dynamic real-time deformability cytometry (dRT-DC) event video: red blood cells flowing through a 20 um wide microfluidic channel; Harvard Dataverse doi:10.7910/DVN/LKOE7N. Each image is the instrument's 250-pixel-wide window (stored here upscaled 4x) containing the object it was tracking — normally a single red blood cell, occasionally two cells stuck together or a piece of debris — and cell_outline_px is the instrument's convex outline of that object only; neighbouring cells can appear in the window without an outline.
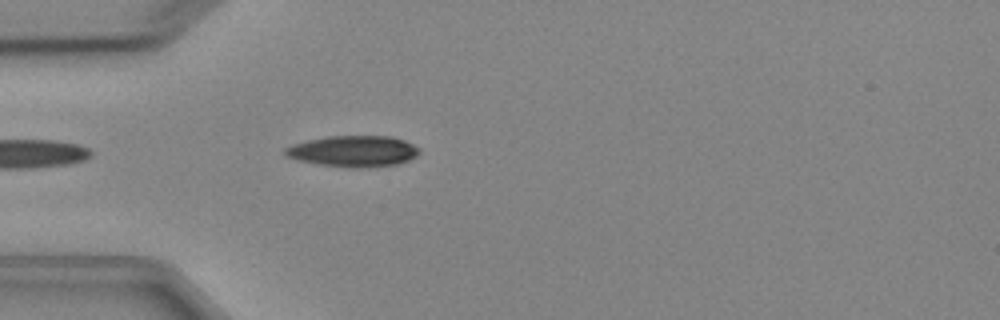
{"species": "Egyptian fruit bat (a non-hibernating species)", "species_latin": "Rousettus aegyptiacus", "temperature_condition": "cold", "stored_images_in_passage": 5, "camera_frame_rate_fps": 3000, "um_per_image_px": 0.085, "animal": {"sex": "female"}, "frame": {"image": 1, "passage_image": 5, "time_ms": 4.667, "image_size_px": [1000, 320], "cell_outline_px": [[420, 152], [416, 156], [408, 160], [396, 164], [360, 168], [356, 168], [320, 164], [300, 160], [284, 156], [284, 148], [292, 144], [308, 140], [328, 136], [392, 136], [404, 140], [420, 148]], "centroid_in_image_um": [30.03, 12.84], "position_along_channel_um": 55.0, "area_um2": 24.22}}